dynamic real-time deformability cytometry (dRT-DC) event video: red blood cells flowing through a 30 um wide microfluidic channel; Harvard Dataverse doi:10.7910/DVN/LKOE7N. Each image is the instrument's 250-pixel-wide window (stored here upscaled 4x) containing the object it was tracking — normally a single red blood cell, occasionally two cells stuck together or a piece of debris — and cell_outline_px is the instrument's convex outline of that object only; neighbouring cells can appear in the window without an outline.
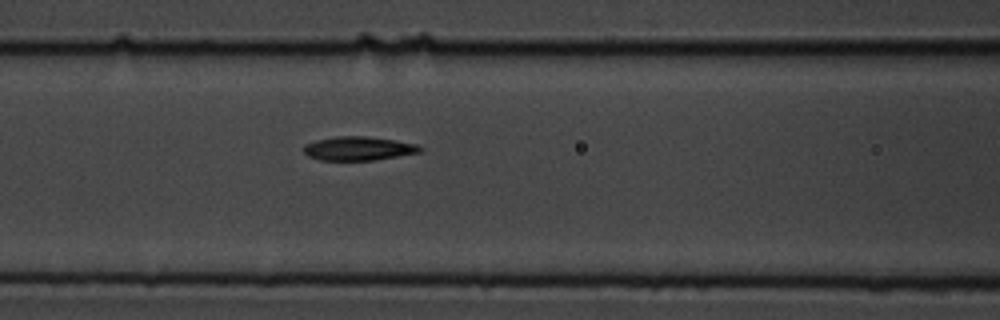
{"species": "common noctule bat (a hibernating species)", "species_latin": "Nyctalus noctula", "temperature_condition": "cold", "stored_images_in_passage": 3, "camera_frame_rate_fps": 3000, "um_per_image_px": 0.085, "animal": {"sex": "male", "body_mass_g": 19.5, "forearm_length_mm": 54.6}, "frame": {"image": 1, "passage_image": 3, "time_ms": 3.0, "image_size_px": [1000, 320], "cell_outline_px": [[424, 148], [420, 152], [376, 160], [320, 160], [308, 156], [304, 152], [304, 144], [316, 140], [336, 136], [364, 136], [420, 144]], "centroid_in_image_um": [30.48, 12.62], "position_along_channel_um": 136.1, "area_um2": 16.18}}